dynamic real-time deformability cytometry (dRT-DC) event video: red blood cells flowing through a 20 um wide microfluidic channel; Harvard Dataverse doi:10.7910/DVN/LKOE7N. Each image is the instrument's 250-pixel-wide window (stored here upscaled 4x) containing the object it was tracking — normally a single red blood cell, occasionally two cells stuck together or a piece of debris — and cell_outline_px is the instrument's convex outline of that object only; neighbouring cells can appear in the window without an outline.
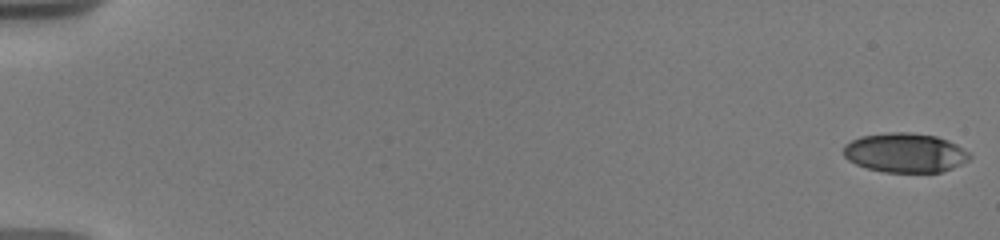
{"species": "human", "species_latin": "Homo sapiens", "temperature_condition": "warm", "stored_images_in_passage": 16, "camera_frame_rate_fps": 3000, "um_per_image_px": 0.085, "donor": {"sex": "male"}, "frame": {"image": 1, "passage_image": 1, "time_ms": 0.0, "image_size_px": [1000, 240], "cell_outline_px": [[972, 156], [968, 160], [952, 168], [940, 172], [884, 172], [868, 168], [856, 164], [848, 160], [844, 156], [844, 144], [860, 136], [888, 132], [912, 132], [936, 136], [948, 140], [956, 144], [968, 152]], "centroid_in_image_um": [76.92, 12.97], "position_along_channel_um": 8.1, "area_um2": 28.96}}
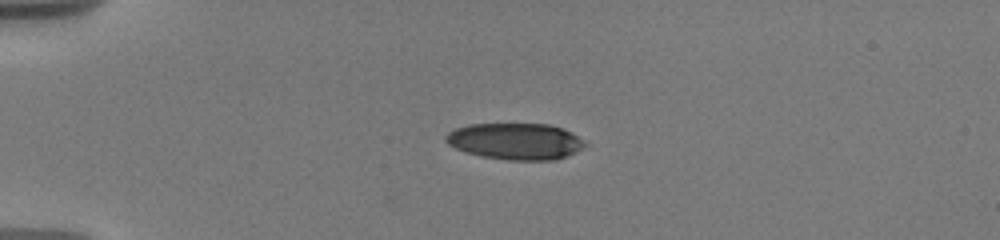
{"frame": {"image": 2, "passage_image": 10, "time_ms": 4.667, "image_size_px": [1000, 240], "cell_outline_px": [[588, 144], [556, 160], [508, 160], [480, 156], [464, 152], [448, 144], [444, 140], [444, 136], [448, 132], [456, 128], [468, 124], [548, 124], [564, 128], [572, 132]], "centroid_in_image_um": [43.77, 12.0], "position_along_channel_um": 41.2, "area_um2": 29.59}}
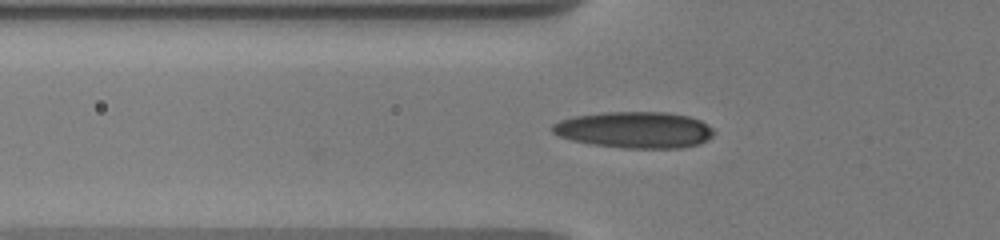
{"frame": {"image": 3, "passage_image": 14, "time_ms": 6.667, "image_size_px": [1000, 240], "cell_outline_px": [[716, 132], [708, 140], [700, 144], [680, 148], [624, 148], [592, 144], [572, 140], [560, 136], [552, 132], [552, 124], [560, 120], [572, 116], [604, 112], [668, 112], [688, 116], [700, 120], [708, 124]], "centroid_in_image_um": [53.97, 11.03], "position_along_channel_um": 71.8, "area_um2": 34.45}}